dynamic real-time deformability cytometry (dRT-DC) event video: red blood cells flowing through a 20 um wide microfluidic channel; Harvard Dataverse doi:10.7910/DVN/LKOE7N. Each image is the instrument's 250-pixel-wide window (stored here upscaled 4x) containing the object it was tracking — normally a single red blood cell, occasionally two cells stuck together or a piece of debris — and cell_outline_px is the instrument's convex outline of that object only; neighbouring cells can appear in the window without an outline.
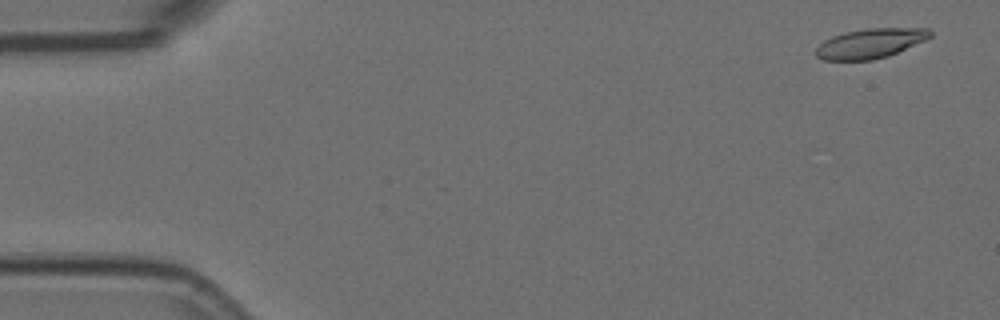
{"species": "Egyptian fruit bat (a non-hibernating species)", "species_latin": "Rousettus aegyptiacus", "temperature_condition": "room temperature", "stored_images_in_passage": 5, "camera_frame_rate_fps": 3000, "um_per_image_px": 0.085, "animal": {"sex": "female"}, "frame": {"image": 1, "passage_image": 1, "time_ms": 0.0, "image_size_px": [1000, 320], "cell_outline_px": [[932, 36], [924, 40], [888, 56], [872, 60], [824, 60], [816, 56], [812, 52], [824, 40], [832, 36], [844, 32], [868, 28], [928, 28], [932, 32]], "centroid_in_image_um": [73.93, 3.69], "position_along_channel_um": 11.1, "area_um2": 19.77}}
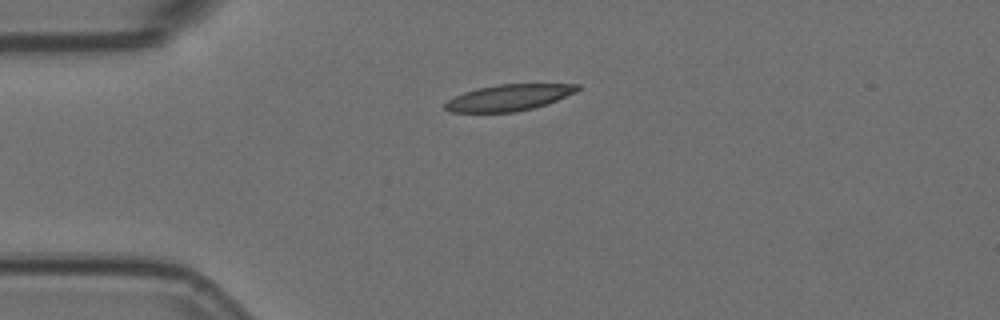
{"frame": {"image": 2, "passage_image": 4, "time_ms": 1.0, "image_size_px": [1000, 320], "cell_outline_px": [[580, 88], [576, 92], [548, 104], [516, 112], [452, 112], [444, 108], [444, 104], [448, 100], [464, 92], [476, 88], [496, 84], [580, 84]], "centroid_in_image_um": [43.26, 8.29], "position_along_channel_um": 41.7, "area_um2": 20.29}}